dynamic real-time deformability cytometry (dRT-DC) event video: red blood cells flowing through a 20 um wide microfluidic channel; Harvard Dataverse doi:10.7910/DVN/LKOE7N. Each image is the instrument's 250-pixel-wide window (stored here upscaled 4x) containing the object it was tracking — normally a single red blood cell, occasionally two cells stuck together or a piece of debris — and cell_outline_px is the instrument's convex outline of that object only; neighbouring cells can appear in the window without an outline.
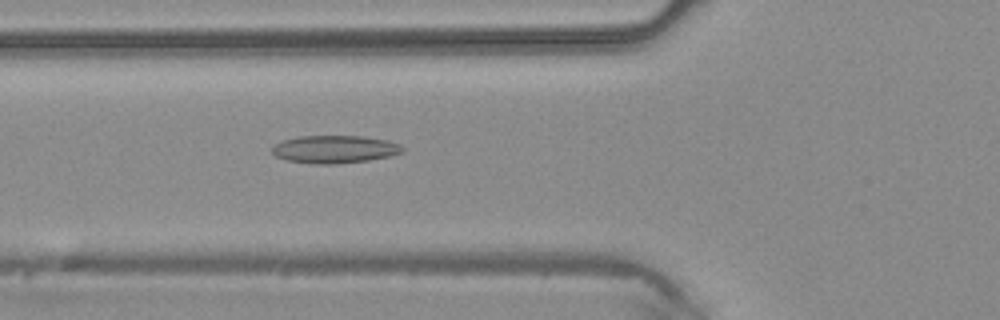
{"species": "common noctule bat (a hibernating species)", "species_latin": "Nyctalus noctula", "temperature_condition": "warm", "stored_images_in_passage": 44, "camera_frame_rate_fps": 3000, "um_per_image_px": 0.085, "animal": {"sex": "male", "body_mass_g": 20.4}, "frame": {"image": 1, "passage_image": 16, "time_ms": 5.0, "image_size_px": [1000, 320], "cell_outline_px": [[404, 148], [400, 152], [388, 156], [368, 160], [336, 164], [312, 164], [284, 160], [276, 156], [272, 152], [272, 148], [276, 144], [284, 140], [296, 136], [360, 136], [388, 140], [400, 144]], "centroid_in_image_um": [28.41, 12.69], "position_along_channel_um": 97.4, "area_um2": 21.04}}
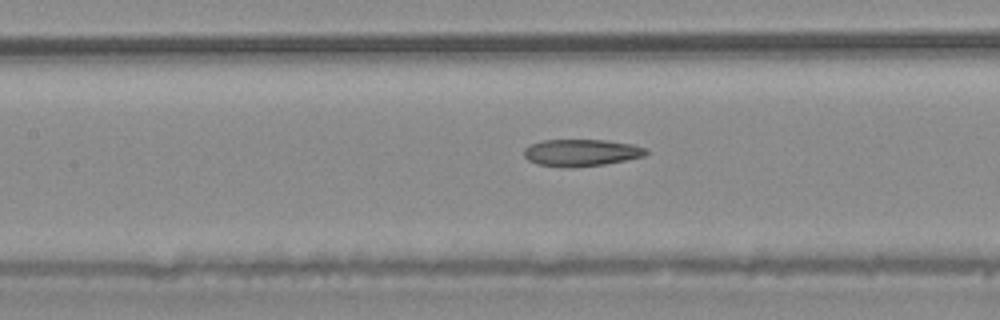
{"frame": {"image": 2, "passage_image": 20, "time_ms": 6.333, "image_size_px": [1000, 320], "cell_outline_px": [[648, 152], [644, 156], [604, 164], [572, 168], [568, 168], [536, 164], [528, 160], [524, 156], [524, 148], [532, 144], [544, 140], [604, 140], [632, 144], [648, 148]], "centroid_in_image_um": [49.4, 12.98], "position_along_channel_um": 158.0, "area_um2": 19.19}}
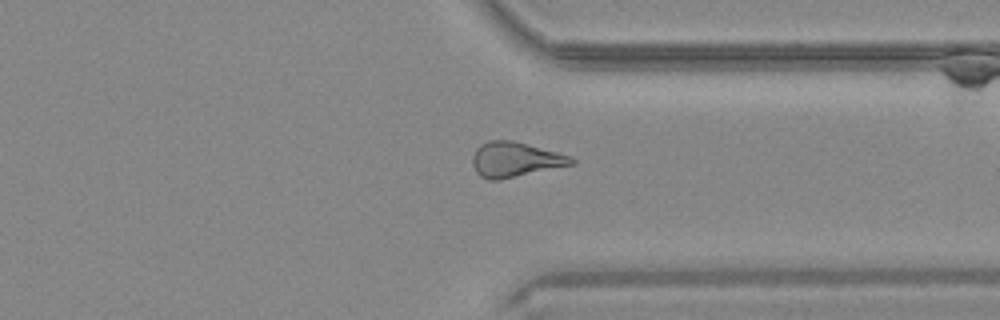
{"frame": {"image": 3, "passage_image": 34, "time_ms": 11.0, "image_size_px": [1000, 320], "cell_outline_px": [[576, 164], [500, 180], [488, 180], [480, 176], [476, 172], [472, 164], [472, 156], [476, 148], [480, 144], [488, 140], [512, 140], [572, 156], [576, 160]], "centroid_in_image_um": [43.79, 13.57], "position_along_channel_um": 367.6, "area_um2": 20.4}}